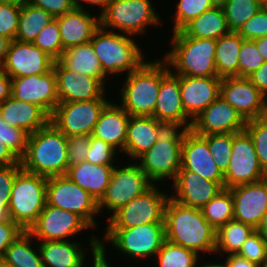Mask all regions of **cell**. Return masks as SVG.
<instances>
[{
    "label": "cell",
    "instance_id": "cell-35",
    "mask_svg": "<svg viewBox=\"0 0 267 267\" xmlns=\"http://www.w3.org/2000/svg\"><path fill=\"white\" fill-rule=\"evenodd\" d=\"M55 20V17L42 8L26 2L21 6L20 18L15 40L32 43L44 27Z\"/></svg>",
    "mask_w": 267,
    "mask_h": 267
},
{
    "label": "cell",
    "instance_id": "cell-17",
    "mask_svg": "<svg viewBox=\"0 0 267 267\" xmlns=\"http://www.w3.org/2000/svg\"><path fill=\"white\" fill-rule=\"evenodd\" d=\"M11 96L36 104L51 116L59 103L54 69L44 74L11 78Z\"/></svg>",
    "mask_w": 267,
    "mask_h": 267
},
{
    "label": "cell",
    "instance_id": "cell-16",
    "mask_svg": "<svg viewBox=\"0 0 267 267\" xmlns=\"http://www.w3.org/2000/svg\"><path fill=\"white\" fill-rule=\"evenodd\" d=\"M55 60L33 43L12 40L2 70L10 78L44 74L53 69Z\"/></svg>",
    "mask_w": 267,
    "mask_h": 267
},
{
    "label": "cell",
    "instance_id": "cell-18",
    "mask_svg": "<svg viewBox=\"0 0 267 267\" xmlns=\"http://www.w3.org/2000/svg\"><path fill=\"white\" fill-rule=\"evenodd\" d=\"M219 95L245 121L264 117V95L246 77L222 78Z\"/></svg>",
    "mask_w": 267,
    "mask_h": 267
},
{
    "label": "cell",
    "instance_id": "cell-59",
    "mask_svg": "<svg viewBox=\"0 0 267 267\" xmlns=\"http://www.w3.org/2000/svg\"><path fill=\"white\" fill-rule=\"evenodd\" d=\"M11 96V78L3 71H0V102Z\"/></svg>",
    "mask_w": 267,
    "mask_h": 267
},
{
    "label": "cell",
    "instance_id": "cell-24",
    "mask_svg": "<svg viewBox=\"0 0 267 267\" xmlns=\"http://www.w3.org/2000/svg\"><path fill=\"white\" fill-rule=\"evenodd\" d=\"M152 117L166 125H179L186 130L191 128L193 120L185 113L181 99L180 75L170 71L161 80Z\"/></svg>",
    "mask_w": 267,
    "mask_h": 267
},
{
    "label": "cell",
    "instance_id": "cell-19",
    "mask_svg": "<svg viewBox=\"0 0 267 267\" xmlns=\"http://www.w3.org/2000/svg\"><path fill=\"white\" fill-rule=\"evenodd\" d=\"M246 121L220 95L210 103L191 125V130L200 136L218 133H238L245 130Z\"/></svg>",
    "mask_w": 267,
    "mask_h": 267
},
{
    "label": "cell",
    "instance_id": "cell-9",
    "mask_svg": "<svg viewBox=\"0 0 267 267\" xmlns=\"http://www.w3.org/2000/svg\"><path fill=\"white\" fill-rule=\"evenodd\" d=\"M151 0H111L99 14L100 27L131 36L143 35L147 26L161 22Z\"/></svg>",
    "mask_w": 267,
    "mask_h": 267
},
{
    "label": "cell",
    "instance_id": "cell-61",
    "mask_svg": "<svg viewBox=\"0 0 267 267\" xmlns=\"http://www.w3.org/2000/svg\"><path fill=\"white\" fill-rule=\"evenodd\" d=\"M264 61H267V36L253 40Z\"/></svg>",
    "mask_w": 267,
    "mask_h": 267
},
{
    "label": "cell",
    "instance_id": "cell-52",
    "mask_svg": "<svg viewBox=\"0 0 267 267\" xmlns=\"http://www.w3.org/2000/svg\"><path fill=\"white\" fill-rule=\"evenodd\" d=\"M21 169V164L0 166V203L2 205H9L12 186Z\"/></svg>",
    "mask_w": 267,
    "mask_h": 267
},
{
    "label": "cell",
    "instance_id": "cell-36",
    "mask_svg": "<svg viewBox=\"0 0 267 267\" xmlns=\"http://www.w3.org/2000/svg\"><path fill=\"white\" fill-rule=\"evenodd\" d=\"M33 240L28 231H23L7 248L3 260L17 267H44L39 246Z\"/></svg>",
    "mask_w": 267,
    "mask_h": 267
},
{
    "label": "cell",
    "instance_id": "cell-3",
    "mask_svg": "<svg viewBox=\"0 0 267 267\" xmlns=\"http://www.w3.org/2000/svg\"><path fill=\"white\" fill-rule=\"evenodd\" d=\"M172 34L171 50L163 55V60L174 75L217 77V40L188 37L182 30Z\"/></svg>",
    "mask_w": 267,
    "mask_h": 267
},
{
    "label": "cell",
    "instance_id": "cell-56",
    "mask_svg": "<svg viewBox=\"0 0 267 267\" xmlns=\"http://www.w3.org/2000/svg\"><path fill=\"white\" fill-rule=\"evenodd\" d=\"M247 78L263 95H265L267 93V61Z\"/></svg>",
    "mask_w": 267,
    "mask_h": 267
},
{
    "label": "cell",
    "instance_id": "cell-54",
    "mask_svg": "<svg viewBox=\"0 0 267 267\" xmlns=\"http://www.w3.org/2000/svg\"><path fill=\"white\" fill-rule=\"evenodd\" d=\"M23 231L24 230L12 220L0 222V259H3L7 248Z\"/></svg>",
    "mask_w": 267,
    "mask_h": 267
},
{
    "label": "cell",
    "instance_id": "cell-33",
    "mask_svg": "<svg viewBox=\"0 0 267 267\" xmlns=\"http://www.w3.org/2000/svg\"><path fill=\"white\" fill-rule=\"evenodd\" d=\"M182 31L199 39L217 40L230 32L222 7H212L188 23Z\"/></svg>",
    "mask_w": 267,
    "mask_h": 267
},
{
    "label": "cell",
    "instance_id": "cell-28",
    "mask_svg": "<svg viewBox=\"0 0 267 267\" xmlns=\"http://www.w3.org/2000/svg\"><path fill=\"white\" fill-rule=\"evenodd\" d=\"M0 115L12 127L32 134L50 122V116L38 105L10 96L0 102Z\"/></svg>",
    "mask_w": 267,
    "mask_h": 267
},
{
    "label": "cell",
    "instance_id": "cell-13",
    "mask_svg": "<svg viewBox=\"0 0 267 267\" xmlns=\"http://www.w3.org/2000/svg\"><path fill=\"white\" fill-rule=\"evenodd\" d=\"M106 92L99 98L87 101L58 103L50 116V122L66 137L91 135L104 107Z\"/></svg>",
    "mask_w": 267,
    "mask_h": 267
},
{
    "label": "cell",
    "instance_id": "cell-68",
    "mask_svg": "<svg viewBox=\"0 0 267 267\" xmlns=\"http://www.w3.org/2000/svg\"><path fill=\"white\" fill-rule=\"evenodd\" d=\"M0 267H17L16 265L10 264L6 261H4L3 259H1V265Z\"/></svg>",
    "mask_w": 267,
    "mask_h": 267
},
{
    "label": "cell",
    "instance_id": "cell-10",
    "mask_svg": "<svg viewBox=\"0 0 267 267\" xmlns=\"http://www.w3.org/2000/svg\"><path fill=\"white\" fill-rule=\"evenodd\" d=\"M153 184L140 196L109 215L106 228H132L147 223H165V206L170 196Z\"/></svg>",
    "mask_w": 267,
    "mask_h": 267
},
{
    "label": "cell",
    "instance_id": "cell-55",
    "mask_svg": "<svg viewBox=\"0 0 267 267\" xmlns=\"http://www.w3.org/2000/svg\"><path fill=\"white\" fill-rule=\"evenodd\" d=\"M89 246L90 250H92V257H93V261H92V267H111V265H109L108 261H107V257H106V251L105 249H99V238L92 235L89 236Z\"/></svg>",
    "mask_w": 267,
    "mask_h": 267
},
{
    "label": "cell",
    "instance_id": "cell-43",
    "mask_svg": "<svg viewBox=\"0 0 267 267\" xmlns=\"http://www.w3.org/2000/svg\"><path fill=\"white\" fill-rule=\"evenodd\" d=\"M245 130L252 138L260 167L267 175V117L246 121Z\"/></svg>",
    "mask_w": 267,
    "mask_h": 267
},
{
    "label": "cell",
    "instance_id": "cell-58",
    "mask_svg": "<svg viewBox=\"0 0 267 267\" xmlns=\"http://www.w3.org/2000/svg\"><path fill=\"white\" fill-rule=\"evenodd\" d=\"M228 267H261L255 262H252L238 254L226 255L225 259Z\"/></svg>",
    "mask_w": 267,
    "mask_h": 267
},
{
    "label": "cell",
    "instance_id": "cell-48",
    "mask_svg": "<svg viewBox=\"0 0 267 267\" xmlns=\"http://www.w3.org/2000/svg\"><path fill=\"white\" fill-rule=\"evenodd\" d=\"M118 151L110 144L90 135L89 149L86 161L98 165H114Z\"/></svg>",
    "mask_w": 267,
    "mask_h": 267
},
{
    "label": "cell",
    "instance_id": "cell-27",
    "mask_svg": "<svg viewBox=\"0 0 267 267\" xmlns=\"http://www.w3.org/2000/svg\"><path fill=\"white\" fill-rule=\"evenodd\" d=\"M129 118L130 115L121 105L110 101L102 110L91 136L103 140L123 153Z\"/></svg>",
    "mask_w": 267,
    "mask_h": 267
},
{
    "label": "cell",
    "instance_id": "cell-47",
    "mask_svg": "<svg viewBox=\"0 0 267 267\" xmlns=\"http://www.w3.org/2000/svg\"><path fill=\"white\" fill-rule=\"evenodd\" d=\"M237 254L261 267H267V242L256 230L249 235Z\"/></svg>",
    "mask_w": 267,
    "mask_h": 267
},
{
    "label": "cell",
    "instance_id": "cell-38",
    "mask_svg": "<svg viewBox=\"0 0 267 267\" xmlns=\"http://www.w3.org/2000/svg\"><path fill=\"white\" fill-rule=\"evenodd\" d=\"M200 210L209 224L217 230L220 226L234 219L231 191L224 188Z\"/></svg>",
    "mask_w": 267,
    "mask_h": 267
},
{
    "label": "cell",
    "instance_id": "cell-39",
    "mask_svg": "<svg viewBox=\"0 0 267 267\" xmlns=\"http://www.w3.org/2000/svg\"><path fill=\"white\" fill-rule=\"evenodd\" d=\"M158 267H198L200 256L181 245L165 240L156 254Z\"/></svg>",
    "mask_w": 267,
    "mask_h": 267
},
{
    "label": "cell",
    "instance_id": "cell-5",
    "mask_svg": "<svg viewBox=\"0 0 267 267\" xmlns=\"http://www.w3.org/2000/svg\"><path fill=\"white\" fill-rule=\"evenodd\" d=\"M186 131L179 125H166L158 134L156 143L136 159L135 162L157 187L159 181L164 182L168 178L173 181L180 170Z\"/></svg>",
    "mask_w": 267,
    "mask_h": 267
},
{
    "label": "cell",
    "instance_id": "cell-8",
    "mask_svg": "<svg viewBox=\"0 0 267 267\" xmlns=\"http://www.w3.org/2000/svg\"><path fill=\"white\" fill-rule=\"evenodd\" d=\"M48 178L21 169L14 180L9 211L13 222L24 231L37 221L47 203Z\"/></svg>",
    "mask_w": 267,
    "mask_h": 267
},
{
    "label": "cell",
    "instance_id": "cell-34",
    "mask_svg": "<svg viewBox=\"0 0 267 267\" xmlns=\"http://www.w3.org/2000/svg\"><path fill=\"white\" fill-rule=\"evenodd\" d=\"M244 39L234 31L217 39L215 64L217 77H239V52Z\"/></svg>",
    "mask_w": 267,
    "mask_h": 267
},
{
    "label": "cell",
    "instance_id": "cell-23",
    "mask_svg": "<svg viewBox=\"0 0 267 267\" xmlns=\"http://www.w3.org/2000/svg\"><path fill=\"white\" fill-rule=\"evenodd\" d=\"M172 183L175 194L170 193V198L184 206L198 209L224 189L218 182L185 169L178 171Z\"/></svg>",
    "mask_w": 267,
    "mask_h": 267
},
{
    "label": "cell",
    "instance_id": "cell-64",
    "mask_svg": "<svg viewBox=\"0 0 267 267\" xmlns=\"http://www.w3.org/2000/svg\"><path fill=\"white\" fill-rule=\"evenodd\" d=\"M11 216H10V211H9V205H2L0 203V222L3 221H10Z\"/></svg>",
    "mask_w": 267,
    "mask_h": 267
},
{
    "label": "cell",
    "instance_id": "cell-40",
    "mask_svg": "<svg viewBox=\"0 0 267 267\" xmlns=\"http://www.w3.org/2000/svg\"><path fill=\"white\" fill-rule=\"evenodd\" d=\"M263 7V0H227L222 7L230 31L237 32Z\"/></svg>",
    "mask_w": 267,
    "mask_h": 267
},
{
    "label": "cell",
    "instance_id": "cell-66",
    "mask_svg": "<svg viewBox=\"0 0 267 267\" xmlns=\"http://www.w3.org/2000/svg\"><path fill=\"white\" fill-rule=\"evenodd\" d=\"M223 263V264H222ZM220 262V263H218V264H213V263H211V262H209L208 264H204V265H199L198 267H228V265H227V263H226V261H224V262Z\"/></svg>",
    "mask_w": 267,
    "mask_h": 267
},
{
    "label": "cell",
    "instance_id": "cell-49",
    "mask_svg": "<svg viewBox=\"0 0 267 267\" xmlns=\"http://www.w3.org/2000/svg\"><path fill=\"white\" fill-rule=\"evenodd\" d=\"M237 33L244 40H255L267 36V10L262 7L261 10L242 25Z\"/></svg>",
    "mask_w": 267,
    "mask_h": 267
},
{
    "label": "cell",
    "instance_id": "cell-21",
    "mask_svg": "<svg viewBox=\"0 0 267 267\" xmlns=\"http://www.w3.org/2000/svg\"><path fill=\"white\" fill-rule=\"evenodd\" d=\"M229 190L233 197L234 219L256 229L267 211V177Z\"/></svg>",
    "mask_w": 267,
    "mask_h": 267
},
{
    "label": "cell",
    "instance_id": "cell-57",
    "mask_svg": "<svg viewBox=\"0 0 267 267\" xmlns=\"http://www.w3.org/2000/svg\"><path fill=\"white\" fill-rule=\"evenodd\" d=\"M21 164L20 159L0 140V166Z\"/></svg>",
    "mask_w": 267,
    "mask_h": 267
},
{
    "label": "cell",
    "instance_id": "cell-53",
    "mask_svg": "<svg viewBox=\"0 0 267 267\" xmlns=\"http://www.w3.org/2000/svg\"><path fill=\"white\" fill-rule=\"evenodd\" d=\"M29 3L44 9L55 18L76 8L74 0H29Z\"/></svg>",
    "mask_w": 267,
    "mask_h": 267
},
{
    "label": "cell",
    "instance_id": "cell-69",
    "mask_svg": "<svg viewBox=\"0 0 267 267\" xmlns=\"http://www.w3.org/2000/svg\"><path fill=\"white\" fill-rule=\"evenodd\" d=\"M264 117H267V93L264 95Z\"/></svg>",
    "mask_w": 267,
    "mask_h": 267
},
{
    "label": "cell",
    "instance_id": "cell-71",
    "mask_svg": "<svg viewBox=\"0 0 267 267\" xmlns=\"http://www.w3.org/2000/svg\"><path fill=\"white\" fill-rule=\"evenodd\" d=\"M2 70V62L0 61V71Z\"/></svg>",
    "mask_w": 267,
    "mask_h": 267
},
{
    "label": "cell",
    "instance_id": "cell-7",
    "mask_svg": "<svg viewBox=\"0 0 267 267\" xmlns=\"http://www.w3.org/2000/svg\"><path fill=\"white\" fill-rule=\"evenodd\" d=\"M99 240V249L112 244L117 252L136 260L156 257L166 240L165 223H147L132 228H106Z\"/></svg>",
    "mask_w": 267,
    "mask_h": 267
},
{
    "label": "cell",
    "instance_id": "cell-25",
    "mask_svg": "<svg viewBox=\"0 0 267 267\" xmlns=\"http://www.w3.org/2000/svg\"><path fill=\"white\" fill-rule=\"evenodd\" d=\"M219 77L180 76V93L185 113L193 120L220 94Z\"/></svg>",
    "mask_w": 267,
    "mask_h": 267
},
{
    "label": "cell",
    "instance_id": "cell-41",
    "mask_svg": "<svg viewBox=\"0 0 267 267\" xmlns=\"http://www.w3.org/2000/svg\"><path fill=\"white\" fill-rule=\"evenodd\" d=\"M176 5L173 33L181 31L193 19L213 7L210 0H179Z\"/></svg>",
    "mask_w": 267,
    "mask_h": 267
},
{
    "label": "cell",
    "instance_id": "cell-65",
    "mask_svg": "<svg viewBox=\"0 0 267 267\" xmlns=\"http://www.w3.org/2000/svg\"><path fill=\"white\" fill-rule=\"evenodd\" d=\"M26 2H29V0H0L1 4H8L18 7L23 6Z\"/></svg>",
    "mask_w": 267,
    "mask_h": 267
},
{
    "label": "cell",
    "instance_id": "cell-6",
    "mask_svg": "<svg viewBox=\"0 0 267 267\" xmlns=\"http://www.w3.org/2000/svg\"><path fill=\"white\" fill-rule=\"evenodd\" d=\"M133 36L99 27L90 41L103 72L108 76L131 73L145 61L144 54Z\"/></svg>",
    "mask_w": 267,
    "mask_h": 267
},
{
    "label": "cell",
    "instance_id": "cell-12",
    "mask_svg": "<svg viewBox=\"0 0 267 267\" xmlns=\"http://www.w3.org/2000/svg\"><path fill=\"white\" fill-rule=\"evenodd\" d=\"M152 185L153 183L137 163L134 162L124 167L115 165L105 195L98 202L99 213L106 209L108 213L113 214L133 198L143 194Z\"/></svg>",
    "mask_w": 267,
    "mask_h": 267
},
{
    "label": "cell",
    "instance_id": "cell-63",
    "mask_svg": "<svg viewBox=\"0 0 267 267\" xmlns=\"http://www.w3.org/2000/svg\"><path fill=\"white\" fill-rule=\"evenodd\" d=\"M256 231L267 242V211L264 213L259 226L256 228Z\"/></svg>",
    "mask_w": 267,
    "mask_h": 267
},
{
    "label": "cell",
    "instance_id": "cell-50",
    "mask_svg": "<svg viewBox=\"0 0 267 267\" xmlns=\"http://www.w3.org/2000/svg\"><path fill=\"white\" fill-rule=\"evenodd\" d=\"M21 7L0 3V35L15 40Z\"/></svg>",
    "mask_w": 267,
    "mask_h": 267
},
{
    "label": "cell",
    "instance_id": "cell-20",
    "mask_svg": "<svg viewBox=\"0 0 267 267\" xmlns=\"http://www.w3.org/2000/svg\"><path fill=\"white\" fill-rule=\"evenodd\" d=\"M180 169L195 172L224 188V173L214 162L207 141L191 129L184 134Z\"/></svg>",
    "mask_w": 267,
    "mask_h": 267
},
{
    "label": "cell",
    "instance_id": "cell-4",
    "mask_svg": "<svg viewBox=\"0 0 267 267\" xmlns=\"http://www.w3.org/2000/svg\"><path fill=\"white\" fill-rule=\"evenodd\" d=\"M169 72L163 59L145 61L137 70L126 74L120 89V105L130 116H152L161 80Z\"/></svg>",
    "mask_w": 267,
    "mask_h": 267
},
{
    "label": "cell",
    "instance_id": "cell-45",
    "mask_svg": "<svg viewBox=\"0 0 267 267\" xmlns=\"http://www.w3.org/2000/svg\"><path fill=\"white\" fill-rule=\"evenodd\" d=\"M29 133L7 124L0 115V140L21 159L26 151Z\"/></svg>",
    "mask_w": 267,
    "mask_h": 267
},
{
    "label": "cell",
    "instance_id": "cell-29",
    "mask_svg": "<svg viewBox=\"0 0 267 267\" xmlns=\"http://www.w3.org/2000/svg\"><path fill=\"white\" fill-rule=\"evenodd\" d=\"M165 126L152 116H130L123 153L134 162L156 143L158 134Z\"/></svg>",
    "mask_w": 267,
    "mask_h": 267
},
{
    "label": "cell",
    "instance_id": "cell-42",
    "mask_svg": "<svg viewBox=\"0 0 267 267\" xmlns=\"http://www.w3.org/2000/svg\"><path fill=\"white\" fill-rule=\"evenodd\" d=\"M202 137L208 143L214 162L224 173L229 166L234 133H218Z\"/></svg>",
    "mask_w": 267,
    "mask_h": 267
},
{
    "label": "cell",
    "instance_id": "cell-30",
    "mask_svg": "<svg viewBox=\"0 0 267 267\" xmlns=\"http://www.w3.org/2000/svg\"><path fill=\"white\" fill-rule=\"evenodd\" d=\"M44 267H85L86 251L73 240L36 241ZM85 265V266H84Z\"/></svg>",
    "mask_w": 267,
    "mask_h": 267
},
{
    "label": "cell",
    "instance_id": "cell-70",
    "mask_svg": "<svg viewBox=\"0 0 267 267\" xmlns=\"http://www.w3.org/2000/svg\"><path fill=\"white\" fill-rule=\"evenodd\" d=\"M263 7L267 10V0H263Z\"/></svg>",
    "mask_w": 267,
    "mask_h": 267
},
{
    "label": "cell",
    "instance_id": "cell-11",
    "mask_svg": "<svg viewBox=\"0 0 267 267\" xmlns=\"http://www.w3.org/2000/svg\"><path fill=\"white\" fill-rule=\"evenodd\" d=\"M47 204L76 213L91 228L97 226L98 202L67 175L49 177L47 181Z\"/></svg>",
    "mask_w": 267,
    "mask_h": 267
},
{
    "label": "cell",
    "instance_id": "cell-62",
    "mask_svg": "<svg viewBox=\"0 0 267 267\" xmlns=\"http://www.w3.org/2000/svg\"><path fill=\"white\" fill-rule=\"evenodd\" d=\"M11 39L0 35V61L3 62L11 43Z\"/></svg>",
    "mask_w": 267,
    "mask_h": 267
},
{
    "label": "cell",
    "instance_id": "cell-14",
    "mask_svg": "<svg viewBox=\"0 0 267 267\" xmlns=\"http://www.w3.org/2000/svg\"><path fill=\"white\" fill-rule=\"evenodd\" d=\"M266 177L249 133L246 130L234 133L229 166L224 172V188L257 182Z\"/></svg>",
    "mask_w": 267,
    "mask_h": 267
},
{
    "label": "cell",
    "instance_id": "cell-1",
    "mask_svg": "<svg viewBox=\"0 0 267 267\" xmlns=\"http://www.w3.org/2000/svg\"><path fill=\"white\" fill-rule=\"evenodd\" d=\"M166 240L196 252L215 254L216 230L198 208L187 207L169 198L165 206Z\"/></svg>",
    "mask_w": 267,
    "mask_h": 267
},
{
    "label": "cell",
    "instance_id": "cell-22",
    "mask_svg": "<svg viewBox=\"0 0 267 267\" xmlns=\"http://www.w3.org/2000/svg\"><path fill=\"white\" fill-rule=\"evenodd\" d=\"M53 69L59 103L99 99L106 92L105 86L98 79L71 71L58 60L54 62Z\"/></svg>",
    "mask_w": 267,
    "mask_h": 267
},
{
    "label": "cell",
    "instance_id": "cell-67",
    "mask_svg": "<svg viewBox=\"0 0 267 267\" xmlns=\"http://www.w3.org/2000/svg\"><path fill=\"white\" fill-rule=\"evenodd\" d=\"M213 7H223L227 0H210Z\"/></svg>",
    "mask_w": 267,
    "mask_h": 267
},
{
    "label": "cell",
    "instance_id": "cell-31",
    "mask_svg": "<svg viewBox=\"0 0 267 267\" xmlns=\"http://www.w3.org/2000/svg\"><path fill=\"white\" fill-rule=\"evenodd\" d=\"M114 167L83 161L69 167L66 175L99 202L105 195Z\"/></svg>",
    "mask_w": 267,
    "mask_h": 267
},
{
    "label": "cell",
    "instance_id": "cell-32",
    "mask_svg": "<svg viewBox=\"0 0 267 267\" xmlns=\"http://www.w3.org/2000/svg\"><path fill=\"white\" fill-rule=\"evenodd\" d=\"M58 61L71 71L93 76L105 86L107 75L103 72L101 63L90 42L63 50Z\"/></svg>",
    "mask_w": 267,
    "mask_h": 267
},
{
    "label": "cell",
    "instance_id": "cell-60",
    "mask_svg": "<svg viewBox=\"0 0 267 267\" xmlns=\"http://www.w3.org/2000/svg\"><path fill=\"white\" fill-rule=\"evenodd\" d=\"M76 8H80L83 10H87L85 8V3L87 5H95V6H99V8L101 7V12L100 14L105 10L106 6L111 2V0H74ZM84 3V4H83Z\"/></svg>",
    "mask_w": 267,
    "mask_h": 267
},
{
    "label": "cell",
    "instance_id": "cell-46",
    "mask_svg": "<svg viewBox=\"0 0 267 267\" xmlns=\"http://www.w3.org/2000/svg\"><path fill=\"white\" fill-rule=\"evenodd\" d=\"M253 40H244L239 52V77H249L264 63Z\"/></svg>",
    "mask_w": 267,
    "mask_h": 267
},
{
    "label": "cell",
    "instance_id": "cell-51",
    "mask_svg": "<svg viewBox=\"0 0 267 267\" xmlns=\"http://www.w3.org/2000/svg\"><path fill=\"white\" fill-rule=\"evenodd\" d=\"M89 141V135L67 137L68 168L86 161Z\"/></svg>",
    "mask_w": 267,
    "mask_h": 267
},
{
    "label": "cell",
    "instance_id": "cell-44",
    "mask_svg": "<svg viewBox=\"0 0 267 267\" xmlns=\"http://www.w3.org/2000/svg\"><path fill=\"white\" fill-rule=\"evenodd\" d=\"M32 43L47 53L55 61L58 60L64 49L57 20L55 19L50 24L46 25Z\"/></svg>",
    "mask_w": 267,
    "mask_h": 267
},
{
    "label": "cell",
    "instance_id": "cell-26",
    "mask_svg": "<svg viewBox=\"0 0 267 267\" xmlns=\"http://www.w3.org/2000/svg\"><path fill=\"white\" fill-rule=\"evenodd\" d=\"M89 10L75 8L55 19L59 24L63 49L85 44L91 41L93 34L100 27L99 16Z\"/></svg>",
    "mask_w": 267,
    "mask_h": 267
},
{
    "label": "cell",
    "instance_id": "cell-15",
    "mask_svg": "<svg viewBox=\"0 0 267 267\" xmlns=\"http://www.w3.org/2000/svg\"><path fill=\"white\" fill-rule=\"evenodd\" d=\"M92 229L76 213L53 207L46 203L37 221L28 232L35 241L72 240L79 232Z\"/></svg>",
    "mask_w": 267,
    "mask_h": 267
},
{
    "label": "cell",
    "instance_id": "cell-2",
    "mask_svg": "<svg viewBox=\"0 0 267 267\" xmlns=\"http://www.w3.org/2000/svg\"><path fill=\"white\" fill-rule=\"evenodd\" d=\"M20 163L25 171L46 178L66 175L67 137L49 122L45 127L29 134L26 151Z\"/></svg>",
    "mask_w": 267,
    "mask_h": 267
},
{
    "label": "cell",
    "instance_id": "cell-37",
    "mask_svg": "<svg viewBox=\"0 0 267 267\" xmlns=\"http://www.w3.org/2000/svg\"><path fill=\"white\" fill-rule=\"evenodd\" d=\"M256 229L241 221L232 219L216 230L215 253L237 254L242 244Z\"/></svg>",
    "mask_w": 267,
    "mask_h": 267
}]
</instances>
